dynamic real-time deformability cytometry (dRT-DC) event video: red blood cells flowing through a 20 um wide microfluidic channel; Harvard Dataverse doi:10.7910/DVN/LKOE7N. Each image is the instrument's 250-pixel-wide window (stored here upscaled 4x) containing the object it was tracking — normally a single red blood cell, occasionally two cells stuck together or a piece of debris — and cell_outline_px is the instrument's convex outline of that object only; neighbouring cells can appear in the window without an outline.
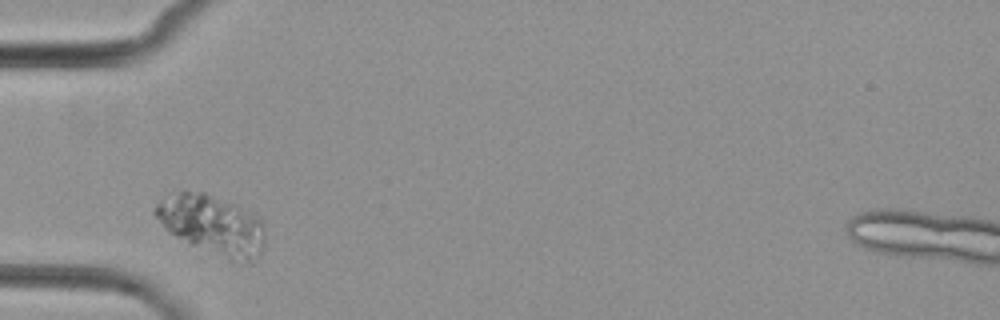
{"species": "common noctule bat (a hibernating species)", "species_latin": "Nyctalus noctula", "temperature_condition": "cold", "stored_images_in_passage": 6, "camera_frame_rate_fps": 3000, "um_per_image_px": 0.085, "animal": {"sex": "female", "body_mass_g": 29.2, "forearm_length_mm": 56.3}, "frame": {"image": 1, "passage_image": 1, "time_ms": 0.0, "image_size_px": [1000, 320], "cell_outline_px": [[264, 240], [260, 256], [244, 264], [240, 264], [188, 244], [168, 232], [164, 228], [152, 212], [156, 204], [160, 200], [180, 192], [204, 192], [256, 212], [260, 216], [264, 228]], "centroid_in_image_um": [18.08, 19.14], "position_along_channel_um": 66.9, "area_um2": 38.44}}
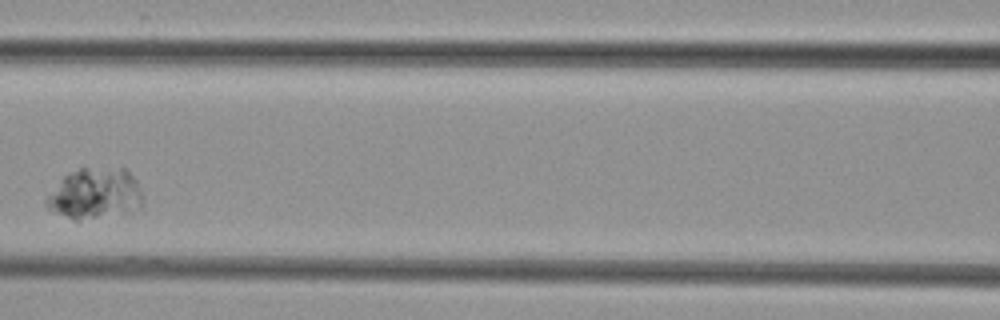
{"frame": {"image": 2, "passage_image": 3, "time_ms": 2.667, "image_size_px": [1000, 320], "cell_outline_px": [[144, 204], [140, 208], [124, 212], [80, 220], [72, 220], [52, 212], [44, 204], [44, 200], [60, 180], [68, 172], [84, 164], [124, 168], [136, 180], [140, 188], [144, 200]], "centroid_in_image_um": [8.05, 16.4], "position_along_channel_um": 158.6, "area_um2": 29.3}}
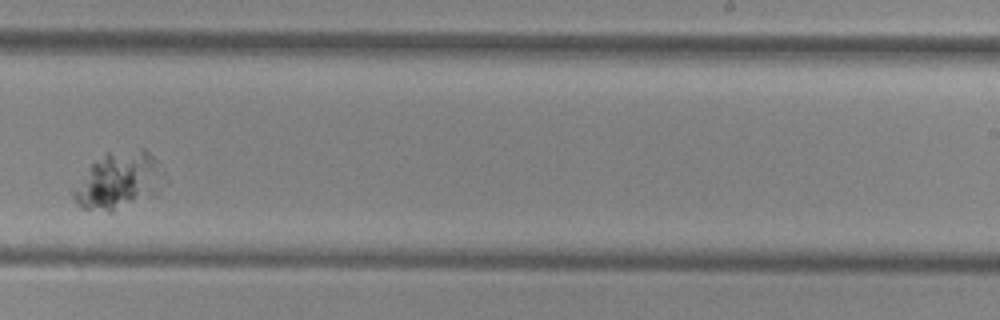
{"frame": {"image": 3, "passage_image": 6, "time_ms": 6.0, "image_size_px": [1000, 320], "cell_outline_px": [[152, 168], [144, 192], [140, 196], [112, 212], [108, 212], [84, 208], [72, 196], [72, 188], [92, 164], [108, 152], [140, 148], [144, 148], [152, 156]], "centroid_in_image_um": [9.7, 15.31], "position_along_channel_um": 279.3, "area_um2": 25.89}}